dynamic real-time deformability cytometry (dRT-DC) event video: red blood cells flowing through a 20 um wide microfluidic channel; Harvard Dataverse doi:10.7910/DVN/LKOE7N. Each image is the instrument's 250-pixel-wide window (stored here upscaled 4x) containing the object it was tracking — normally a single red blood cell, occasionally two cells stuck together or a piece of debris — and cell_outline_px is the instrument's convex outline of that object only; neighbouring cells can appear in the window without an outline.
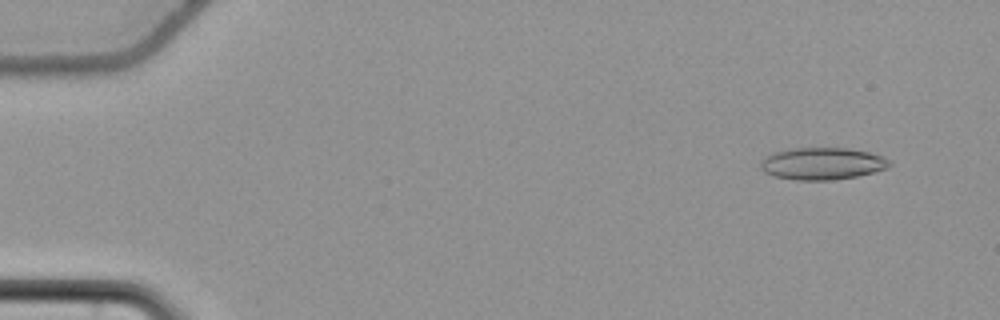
{"species": "common noctule bat (a hibernating species)", "species_latin": "Nyctalus noctula", "temperature_condition": "cold", "stored_images_in_passage": 57, "camera_frame_rate_fps": 3000, "um_per_image_px": 0.085, "animal": {"sex": "female", "body_mass_g": 22.7, "forearm_length_mm": 54.2}, "frame": {"image": 1, "passage_image": 5, "time_ms": 1.333, "image_size_px": [1000, 320], "cell_outline_px": [[892, 164], [888, 168], [856, 176], [832, 180], [796, 180], [776, 176], [764, 172], [760, 168], [760, 164], [772, 152], [796, 148], [848, 148], [868, 152], [884, 156], [892, 160]], "centroid_in_image_um": [69.94, 13.9], "position_along_channel_um": 15.1, "area_um2": 24.04}}
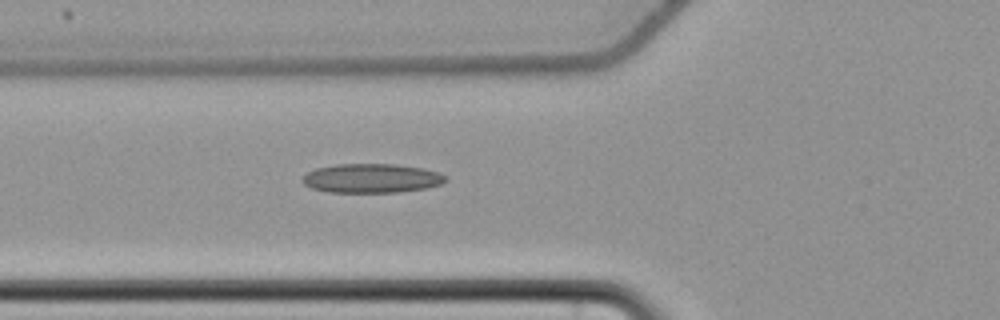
{"frame": {"image": 2, "passage_image": 22, "time_ms": 7.0, "image_size_px": [1000, 320], "cell_outline_px": [[448, 180], [440, 184], [428, 188], [400, 192], [328, 192], [312, 188], [304, 184], [300, 180], [308, 172], [316, 168], [336, 164], [396, 164], [424, 168], [440, 172], [448, 176]], "centroid_in_image_um": [31.63, 15.15], "position_along_channel_um": 94.2, "area_um2": 24.57}}
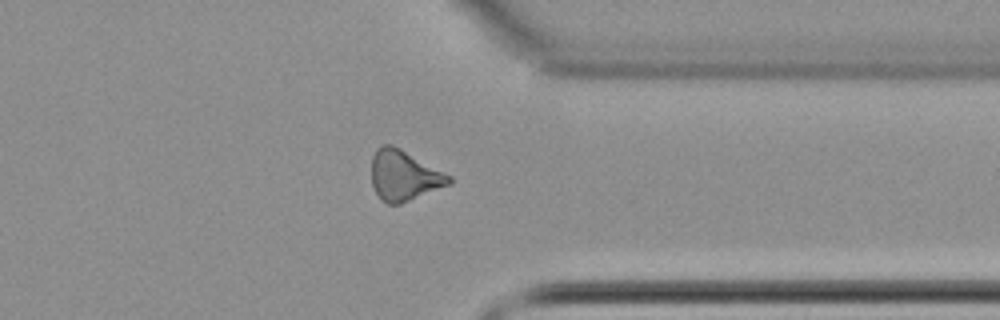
{"frame": {"image": 3, "passage_image": 45, "time_ms": 14.667, "image_size_px": [1000, 320], "cell_outline_px": [[452, 184], [400, 204], [388, 204], [380, 200], [372, 184], [372, 156], [376, 148], [384, 144], [392, 144], [400, 148], [452, 176]], "centroid_in_image_um": [34.34, 14.92], "position_along_channel_um": 377.1, "area_um2": 22.89}, "authors_computed_cell_mechanics": {"area_um2": 23.3512, "velocity_mm_per_s": 3.7266, "shape_relaxation_time_tau1_ms": null, "shape_relaxation_time_tau2_ms": 8.9896, "deformation_change_tau1": null, "deformation_change_tau2": 0.2131}}